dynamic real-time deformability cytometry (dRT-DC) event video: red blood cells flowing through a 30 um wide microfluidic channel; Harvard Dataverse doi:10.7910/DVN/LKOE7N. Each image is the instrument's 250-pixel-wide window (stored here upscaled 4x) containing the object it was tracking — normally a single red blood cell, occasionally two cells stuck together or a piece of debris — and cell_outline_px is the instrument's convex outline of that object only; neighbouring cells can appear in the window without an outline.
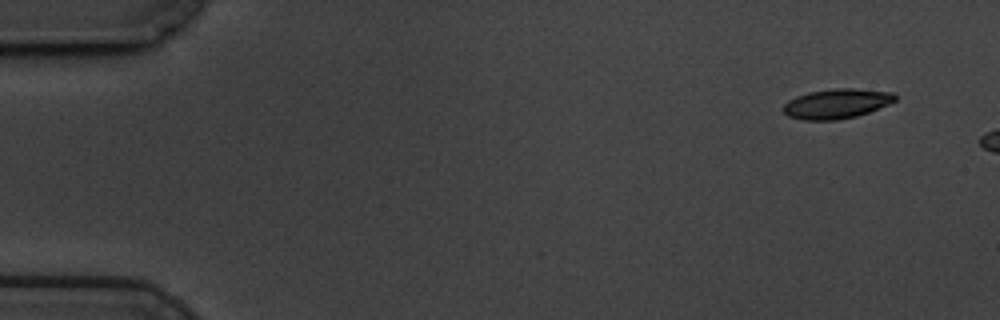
{"species": "common noctule bat (a hibernating species)", "species_latin": "Nyctalus noctula", "temperature_condition": "cold", "stored_images_in_passage": 6, "camera_frame_rate_fps": 3000, "um_per_image_px": 0.085, "animal": {"sex": "male", "body_mass_g": 19.5, "forearm_length_mm": 54.6}, "frame": {"image": 1, "passage_image": 1, "time_ms": 0.0, "image_size_px": [1000, 320], "cell_outline_px": [[896, 100], [888, 104], [868, 112], [856, 116], [836, 120], [804, 120], [788, 116], [780, 108], [788, 100], [796, 96], [808, 92], [836, 88], [852, 88], [892, 92], [896, 96]], "centroid_in_image_um": [71.07, 8.81], "position_along_channel_um": 13.9, "area_um2": 19.36}}